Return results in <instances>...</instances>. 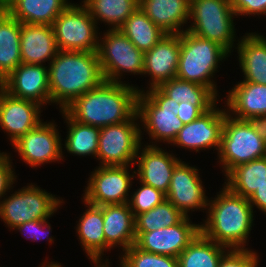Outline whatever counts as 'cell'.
I'll list each match as a JSON object with an SVG mask.
<instances>
[{"label":"cell","instance_id":"cell-6","mask_svg":"<svg viewBox=\"0 0 266 267\" xmlns=\"http://www.w3.org/2000/svg\"><path fill=\"white\" fill-rule=\"evenodd\" d=\"M179 103L166 96L158 87L139 92L137 95V115L140 129L147 132L149 139L156 142L172 144L179 131L184 127L178 118ZM143 125V126H142ZM144 127V128H143ZM156 143V144H155Z\"/></svg>","mask_w":266,"mask_h":267},{"label":"cell","instance_id":"cell-38","mask_svg":"<svg viewBox=\"0 0 266 267\" xmlns=\"http://www.w3.org/2000/svg\"><path fill=\"white\" fill-rule=\"evenodd\" d=\"M258 254L252 249H229L221 258L218 267H258Z\"/></svg>","mask_w":266,"mask_h":267},{"label":"cell","instance_id":"cell-19","mask_svg":"<svg viewBox=\"0 0 266 267\" xmlns=\"http://www.w3.org/2000/svg\"><path fill=\"white\" fill-rule=\"evenodd\" d=\"M144 146L139 147L137 160L134 161L138 166L135 171L138 177L136 179L167 194L174 168L181 159L163 150L159 145Z\"/></svg>","mask_w":266,"mask_h":267},{"label":"cell","instance_id":"cell-32","mask_svg":"<svg viewBox=\"0 0 266 267\" xmlns=\"http://www.w3.org/2000/svg\"><path fill=\"white\" fill-rule=\"evenodd\" d=\"M68 127L64 145L68 153L97 157L100 128L73 120L64 110L60 111Z\"/></svg>","mask_w":266,"mask_h":267},{"label":"cell","instance_id":"cell-7","mask_svg":"<svg viewBox=\"0 0 266 267\" xmlns=\"http://www.w3.org/2000/svg\"><path fill=\"white\" fill-rule=\"evenodd\" d=\"M234 16L230 0H190L189 19L193 23L185 30L216 42L231 53L236 41Z\"/></svg>","mask_w":266,"mask_h":267},{"label":"cell","instance_id":"cell-8","mask_svg":"<svg viewBox=\"0 0 266 267\" xmlns=\"http://www.w3.org/2000/svg\"><path fill=\"white\" fill-rule=\"evenodd\" d=\"M10 195L0 201V218L10 229L31 220L50 219L64 203L32 183Z\"/></svg>","mask_w":266,"mask_h":267},{"label":"cell","instance_id":"cell-16","mask_svg":"<svg viewBox=\"0 0 266 267\" xmlns=\"http://www.w3.org/2000/svg\"><path fill=\"white\" fill-rule=\"evenodd\" d=\"M202 182L197 167L180 160L174 168L166 199L187 217L190 210H206L209 199Z\"/></svg>","mask_w":266,"mask_h":267},{"label":"cell","instance_id":"cell-41","mask_svg":"<svg viewBox=\"0 0 266 267\" xmlns=\"http://www.w3.org/2000/svg\"><path fill=\"white\" fill-rule=\"evenodd\" d=\"M236 17L250 15H266V0H230Z\"/></svg>","mask_w":266,"mask_h":267},{"label":"cell","instance_id":"cell-2","mask_svg":"<svg viewBox=\"0 0 266 267\" xmlns=\"http://www.w3.org/2000/svg\"><path fill=\"white\" fill-rule=\"evenodd\" d=\"M47 67L51 103L60 111L104 81L97 52L59 50Z\"/></svg>","mask_w":266,"mask_h":267},{"label":"cell","instance_id":"cell-17","mask_svg":"<svg viewBox=\"0 0 266 267\" xmlns=\"http://www.w3.org/2000/svg\"><path fill=\"white\" fill-rule=\"evenodd\" d=\"M0 86L13 97L31 100L41 106L51 103L47 66L21 63Z\"/></svg>","mask_w":266,"mask_h":267},{"label":"cell","instance_id":"cell-12","mask_svg":"<svg viewBox=\"0 0 266 267\" xmlns=\"http://www.w3.org/2000/svg\"><path fill=\"white\" fill-rule=\"evenodd\" d=\"M129 165L98 166L90 175L83 200L96 206L124 204L129 202V193L135 170L132 175Z\"/></svg>","mask_w":266,"mask_h":267},{"label":"cell","instance_id":"cell-43","mask_svg":"<svg viewBox=\"0 0 266 267\" xmlns=\"http://www.w3.org/2000/svg\"><path fill=\"white\" fill-rule=\"evenodd\" d=\"M249 203L266 215V181L251 195Z\"/></svg>","mask_w":266,"mask_h":267},{"label":"cell","instance_id":"cell-3","mask_svg":"<svg viewBox=\"0 0 266 267\" xmlns=\"http://www.w3.org/2000/svg\"><path fill=\"white\" fill-rule=\"evenodd\" d=\"M222 187L214 200L208 202V215L200 232L228 249H248L254 209L248 198L233 193L225 185Z\"/></svg>","mask_w":266,"mask_h":267},{"label":"cell","instance_id":"cell-1","mask_svg":"<svg viewBox=\"0 0 266 267\" xmlns=\"http://www.w3.org/2000/svg\"><path fill=\"white\" fill-rule=\"evenodd\" d=\"M143 91L129 83L104 80L79 96L64 111L73 120L98 128L120 124L137 112V95Z\"/></svg>","mask_w":266,"mask_h":267},{"label":"cell","instance_id":"cell-30","mask_svg":"<svg viewBox=\"0 0 266 267\" xmlns=\"http://www.w3.org/2000/svg\"><path fill=\"white\" fill-rule=\"evenodd\" d=\"M119 30L142 52L151 50L166 34L138 7Z\"/></svg>","mask_w":266,"mask_h":267},{"label":"cell","instance_id":"cell-13","mask_svg":"<svg viewBox=\"0 0 266 267\" xmlns=\"http://www.w3.org/2000/svg\"><path fill=\"white\" fill-rule=\"evenodd\" d=\"M54 122H41L21 136L13 146L23 162L33 168L64 159L62 139Z\"/></svg>","mask_w":266,"mask_h":267},{"label":"cell","instance_id":"cell-42","mask_svg":"<svg viewBox=\"0 0 266 267\" xmlns=\"http://www.w3.org/2000/svg\"><path fill=\"white\" fill-rule=\"evenodd\" d=\"M213 106H195L192 104L179 103L178 118L183 124H188L200 117L203 113L207 112Z\"/></svg>","mask_w":266,"mask_h":267},{"label":"cell","instance_id":"cell-36","mask_svg":"<svg viewBox=\"0 0 266 267\" xmlns=\"http://www.w3.org/2000/svg\"><path fill=\"white\" fill-rule=\"evenodd\" d=\"M120 267H178V258L144 251L133 244L122 252Z\"/></svg>","mask_w":266,"mask_h":267},{"label":"cell","instance_id":"cell-11","mask_svg":"<svg viewBox=\"0 0 266 267\" xmlns=\"http://www.w3.org/2000/svg\"><path fill=\"white\" fill-rule=\"evenodd\" d=\"M137 112L126 122L100 128L97 159L100 166L136 165L143 131ZM142 133V134H141Z\"/></svg>","mask_w":266,"mask_h":267},{"label":"cell","instance_id":"cell-25","mask_svg":"<svg viewBox=\"0 0 266 267\" xmlns=\"http://www.w3.org/2000/svg\"><path fill=\"white\" fill-rule=\"evenodd\" d=\"M87 209L76 225L78 239L86 255L95 265L102 264L105 252V235L103 231V206H96L83 201Z\"/></svg>","mask_w":266,"mask_h":267},{"label":"cell","instance_id":"cell-46","mask_svg":"<svg viewBox=\"0 0 266 267\" xmlns=\"http://www.w3.org/2000/svg\"><path fill=\"white\" fill-rule=\"evenodd\" d=\"M261 125H262V128H263V131H264V135H265V140H266V117L263 118L261 121H260Z\"/></svg>","mask_w":266,"mask_h":267},{"label":"cell","instance_id":"cell-22","mask_svg":"<svg viewBox=\"0 0 266 267\" xmlns=\"http://www.w3.org/2000/svg\"><path fill=\"white\" fill-rule=\"evenodd\" d=\"M52 25L21 23L20 53L25 64L43 65L58 53Z\"/></svg>","mask_w":266,"mask_h":267},{"label":"cell","instance_id":"cell-4","mask_svg":"<svg viewBox=\"0 0 266 267\" xmlns=\"http://www.w3.org/2000/svg\"><path fill=\"white\" fill-rule=\"evenodd\" d=\"M231 54L220 44L189 31L180 33V57L176 78L208 87L217 97L213 76L220 61Z\"/></svg>","mask_w":266,"mask_h":267},{"label":"cell","instance_id":"cell-28","mask_svg":"<svg viewBox=\"0 0 266 267\" xmlns=\"http://www.w3.org/2000/svg\"><path fill=\"white\" fill-rule=\"evenodd\" d=\"M21 23L6 10H0V83L22 63Z\"/></svg>","mask_w":266,"mask_h":267},{"label":"cell","instance_id":"cell-34","mask_svg":"<svg viewBox=\"0 0 266 267\" xmlns=\"http://www.w3.org/2000/svg\"><path fill=\"white\" fill-rule=\"evenodd\" d=\"M158 88L166 96L181 104L214 106L219 100L208 87L178 78L165 81Z\"/></svg>","mask_w":266,"mask_h":267},{"label":"cell","instance_id":"cell-20","mask_svg":"<svg viewBox=\"0 0 266 267\" xmlns=\"http://www.w3.org/2000/svg\"><path fill=\"white\" fill-rule=\"evenodd\" d=\"M180 57V34H165L161 40L145 53L143 74L150 75V88L176 78Z\"/></svg>","mask_w":266,"mask_h":267},{"label":"cell","instance_id":"cell-45","mask_svg":"<svg viewBox=\"0 0 266 267\" xmlns=\"http://www.w3.org/2000/svg\"><path fill=\"white\" fill-rule=\"evenodd\" d=\"M44 263V264H43ZM42 263V265H41V267H63L60 263H58V262H47L46 261V263L45 262H43ZM48 263V264H47ZM40 267V266H39Z\"/></svg>","mask_w":266,"mask_h":267},{"label":"cell","instance_id":"cell-27","mask_svg":"<svg viewBox=\"0 0 266 267\" xmlns=\"http://www.w3.org/2000/svg\"><path fill=\"white\" fill-rule=\"evenodd\" d=\"M69 0H16L6 11L20 23L53 25L71 4Z\"/></svg>","mask_w":266,"mask_h":267},{"label":"cell","instance_id":"cell-14","mask_svg":"<svg viewBox=\"0 0 266 267\" xmlns=\"http://www.w3.org/2000/svg\"><path fill=\"white\" fill-rule=\"evenodd\" d=\"M216 107L217 104L194 121L184 124L171 145L195 150V152H200V149L209 150L210 148H214L218 152L225 116L228 113L226 109Z\"/></svg>","mask_w":266,"mask_h":267},{"label":"cell","instance_id":"cell-9","mask_svg":"<svg viewBox=\"0 0 266 267\" xmlns=\"http://www.w3.org/2000/svg\"><path fill=\"white\" fill-rule=\"evenodd\" d=\"M100 36L98 58L104 80L124 83L126 73L143 74L145 53L140 51L119 29H108Z\"/></svg>","mask_w":266,"mask_h":267},{"label":"cell","instance_id":"cell-35","mask_svg":"<svg viewBox=\"0 0 266 267\" xmlns=\"http://www.w3.org/2000/svg\"><path fill=\"white\" fill-rule=\"evenodd\" d=\"M185 216L167 199L135 216V232H152L179 223Z\"/></svg>","mask_w":266,"mask_h":267},{"label":"cell","instance_id":"cell-15","mask_svg":"<svg viewBox=\"0 0 266 267\" xmlns=\"http://www.w3.org/2000/svg\"><path fill=\"white\" fill-rule=\"evenodd\" d=\"M200 232V224H194L185 216L179 223L152 232H135V245L147 252L178 257Z\"/></svg>","mask_w":266,"mask_h":267},{"label":"cell","instance_id":"cell-26","mask_svg":"<svg viewBox=\"0 0 266 267\" xmlns=\"http://www.w3.org/2000/svg\"><path fill=\"white\" fill-rule=\"evenodd\" d=\"M236 43L243 81L266 85V37L260 33H245Z\"/></svg>","mask_w":266,"mask_h":267},{"label":"cell","instance_id":"cell-21","mask_svg":"<svg viewBox=\"0 0 266 267\" xmlns=\"http://www.w3.org/2000/svg\"><path fill=\"white\" fill-rule=\"evenodd\" d=\"M228 92L224 103L231 117L250 121L266 117V85L240 81Z\"/></svg>","mask_w":266,"mask_h":267},{"label":"cell","instance_id":"cell-40","mask_svg":"<svg viewBox=\"0 0 266 267\" xmlns=\"http://www.w3.org/2000/svg\"><path fill=\"white\" fill-rule=\"evenodd\" d=\"M11 156L5 152H0V201L7 195L6 192L13 189L16 181V173L12 168Z\"/></svg>","mask_w":266,"mask_h":267},{"label":"cell","instance_id":"cell-18","mask_svg":"<svg viewBox=\"0 0 266 267\" xmlns=\"http://www.w3.org/2000/svg\"><path fill=\"white\" fill-rule=\"evenodd\" d=\"M41 107L37 102L11 96L0 86V127L9 135L11 145L43 121Z\"/></svg>","mask_w":266,"mask_h":267},{"label":"cell","instance_id":"cell-24","mask_svg":"<svg viewBox=\"0 0 266 267\" xmlns=\"http://www.w3.org/2000/svg\"><path fill=\"white\" fill-rule=\"evenodd\" d=\"M139 7L166 34L186 31L183 27L190 17V0H139Z\"/></svg>","mask_w":266,"mask_h":267},{"label":"cell","instance_id":"cell-39","mask_svg":"<svg viewBox=\"0 0 266 267\" xmlns=\"http://www.w3.org/2000/svg\"><path fill=\"white\" fill-rule=\"evenodd\" d=\"M12 230H19L21 234L26 236L25 239H27L28 236V239L31 241H41L48 238L50 244L54 242L53 237L48 236L51 232V225L49 224L48 219L31 220L16 226Z\"/></svg>","mask_w":266,"mask_h":267},{"label":"cell","instance_id":"cell-47","mask_svg":"<svg viewBox=\"0 0 266 267\" xmlns=\"http://www.w3.org/2000/svg\"><path fill=\"white\" fill-rule=\"evenodd\" d=\"M109 263H111V262H108V259H106V261H105V263H103V265H96L94 267H109L110 266Z\"/></svg>","mask_w":266,"mask_h":267},{"label":"cell","instance_id":"cell-31","mask_svg":"<svg viewBox=\"0 0 266 267\" xmlns=\"http://www.w3.org/2000/svg\"><path fill=\"white\" fill-rule=\"evenodd\" d=\"M228 250L199 232L177 257L178 267H218Z\"/></svg>","mask_w":266,"mask_h":267},{"label":"cell","instance_id":"cell-37","mask_svg":"<svg viewBox=\"0 0 266 267\" xmlns=\"http://www.w3.org/2000/svg\"><path fill=\"white\" fill-rule=\"evenodd\" d=\"M130 196L131 199H129L128 204L134 217L153 209L166 199L165 193L142 182H140V188Z\"/></svg>","mask_w":266,"mask_h":267},{"label":"cell","instance_id":"cell-23","mask_svg":"<svg viewBox=\"0 0 266 267\" xmlns=\"http://www.w3.org/2000/svg\"><path fill=\"white\" fill-rule=\"evenodd\" d=\"M135 217L128 203L103 206L105 252L122 247L124 252L136 241Z\"/></svg>","mask_w":266,"mask_h":267},{"label":"cell","instance_id":"cell-33","mask_svg":"<svg viewBox=\"0 0 266 267\" xmlns=\"http://www.w3.org/2000/svg\"><path fill=\"white\" fill-rule=\"evenodd\" d=\"M96 21L108 24L110 29H119L127 18L139 7V0H83Z\"/></svg>","mask_w":266,"mask_h":267},{"label":"cell","instance_id":"cell-44","mask_svg":"<svg viewBox=\"0 0 266 267\" xmlns=\"http://www.w3.org/2000/svg\"><path fill=\"white\" fill-rule=\"evenodd\" d=\"M16 0H0V10H6Z\"/></svg>","mask_w":266,"mask_h":267},{"label":"cell","instance_id":"cell-5","mask_svg":"<svg viewBox=\"0 0 266 267\" xmlns=\"http://www.w3.org/2000/svg\"><path fill=\"white\" fill-rule=\"evenodd\" d=\"M223 174L238 165L266 156V140L260 121L225 116L221 145L217 153Z\"/></svg>","mask_w":266,"mask_h":267},{"label":"cell","instance_id":"cell-10","mask_svg":"<svg viewBox=\"0 0 266 267\" xmlns=\"http://www.w3.org/2000/svg\"><path fill=\"white\" fill-rule=\"evenodd\" d=\"M52 26L58 50L97 52L99 27L82 3H71Z\"/></svg>","mask_w":266,"mask_h":267},{"label":"cell","instance_id":"cell-29","mask_svg":"<svg viewBox=\"0 0 266 267\" xmlns=\"http://www.w3.org/2000/svg\"><path fill=\"white\" fill-rule=\"evenodd\" d=\"M225 176L224 185L230 191L249 199L266 181V156L238 165Z\"/></svg>","mask_w":266,"mask_h":267}]
</instances>
